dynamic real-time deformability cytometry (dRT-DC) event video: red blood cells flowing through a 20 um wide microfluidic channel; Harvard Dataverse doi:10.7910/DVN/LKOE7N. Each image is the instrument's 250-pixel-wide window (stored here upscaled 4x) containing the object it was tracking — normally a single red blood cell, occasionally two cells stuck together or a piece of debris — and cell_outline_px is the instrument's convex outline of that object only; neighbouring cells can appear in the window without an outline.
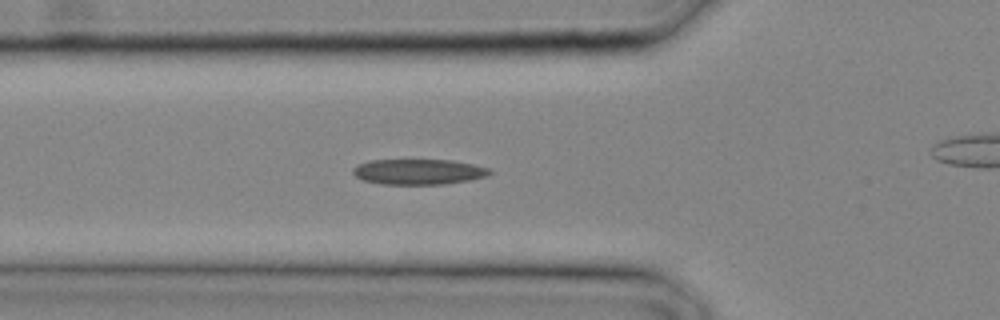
{"species": "common noctule bat (a hibernating species)", "species_latin": "Nyctalus noctula", "temperature_condition": "cold", "stored_images_in_passage": 14, "camera_frame_rate_fps": 3000, "um_per_image_px": 0.085, "animal": {"sex": "male", "body_mass_g": 20.4}, "frame": {"image": 1, "passage_image": 5, "time_ms": 1.333, "image_size_px": [1000, 320], "cell_outline_px": [[492, 172], [488, 176], [468, 180], [444, 184], [380, 184], [364, 180], [356, 176], [352, 172], [352, 168], [368, 160], [452, 160], [492, 168]], "centroid_in_image_um": [35.6, 14.6], "position_along_channel_um": 90.2, "area_um2": 20.29}}
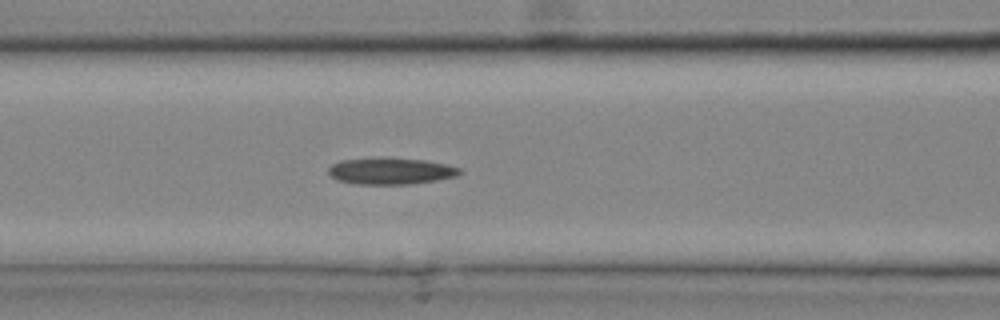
{"frame": {"image": 2, "passage_image": 7, "time_ms": 2.0, "image_size_px": [1000, 320], "cell_outline_px": [[464, 172], [456, 176], [436, 180], [408, 184], [356, 184], [336, 180], [328, 172], [328, 168], [332, 164], [340, 160], [384, 156], [424, 160], [444, 164], [460, 168]], "centroid_in_image_um": [33.18, 14.52], "position_along_channel_um": 133.4, "area_um2": 20.63}}